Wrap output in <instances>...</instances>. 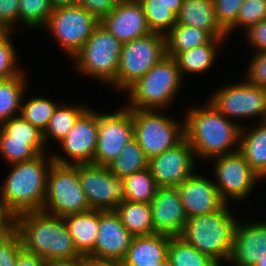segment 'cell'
<instances>
[{
	"label": "cell",
	"mask_w": 266,
	"mask_h": 266,
	"mask_svg": "<svg viewBox=\"0 0 266 266\" xmlns=\"http://www.w3.org/2000/svg\"><path fill=\"white\" fill-rule=\"evenodd\" d=\"M207 102L203 108L191 107L185 112L184 133L196 158L213 161L212 158L239 151L242 126Z\"/></svg>",
	"instance_id": "obj_1"
},
{
	"label": "cell",
	"mask_w": 266,
	"mask_h": 266,
	"mask_svg": "<svg viewBox=\"0 0 266 266\" xmlns=\"http://www.w3.org/2000/svg\"><path fill=\"white\" fill-rule=\"evenodd\" d=\"M16 231L22 246L48 263L70 262L84 258L75 248L63 217L42 210L17 215Z\"/></svg>",
	"instance_id": "obj_2"
},
{
	"label": "cell",
	"mask_w": 266,
	"mask_h": 266,
	"mask_svg": "<svg viewBox=\"0 0 266 266\" xmlns=\"http://www.w3.org/2000/svg\"><path fill=\"white\" fill-rule=\"evenodd\" d=\"M46 154H40L29 161L9 164L12 168L1 185L0 201L16 216L42 210L47 175L54 162L52 154Z\"/></svg>",
	"instance_id": "obj_3"
},
{
	"label": "cell",
	"mask_w": 266,
	"mask_h": 266,
	"mask_svg": "<svg viewBox=\"0 0 266 266\" xmlns=\"http://www.w3.org/2000/svg\"><path fill=\"white\" fill-rule=\"evenodd\" d=\"M229 204L220 210L187 219L180 237L195 249L209 256L219 266L228 263L232 255L237 218L231 214Z\"/></svg>",
	"instance_id": "obj_4"
},
{
	"label": "cell",
	"mask_w": 266,
	"mask_h": 266,
	"mask_svg": "<svg viewBox=\"0 0 266 266\" xmlns=\"http://www.w3.org/2000/svg\"><path fill=\"white\" fill-rule=\"evenodd\" d=\"M183 78L174 58L165 56L127 90L128 109L164 110L181 90Z\"/></svg>",
	"instance_id": "obj_5"
},
{
	"label": "cell",
	"mask_w": 266,
	"mask_h": 266,
	"mask_svg": "<svg viewBox=\"0 0 266 266\" xmlns=\"http://www.w3.org/2000/svg\"><path fill=\"white\" fill-rule=\"evenodd\" d=\"M122 43L99 24L81 50L73 57L74 69L96 78L101 83L113 84L117 78Z\"/></svg>",
	"instance_id": "obj_6"
},
{
	"label": "cell",
	"mask_w": 266,
	"mask_h": 266,
	"mask_svg": "<svg viewBox=\"0 0 266 266\" xmlns=\"http://www.w3.org/2000/svg\"><path fill=\"white\" fill-rule=\"evenodd\" d=\"M91 210L78 177V164L51 165L42 211L59 217Z\"/></svg>",
	"instance_id": "obj_7"
},
{
	"label": "cell",
	"mask_w": 266,
	"mask_h": 266,
	"mask_svg": "<svg viewBox=\"0 0 266 266\" xmlns=\"http://www.w3.org/2000/svg\"><path fill=\"white\" fill-rule=\"evenodd\" d=\"M133 117L134 139L148 159L176 146L184 138V120L163 116L156 109H130Z\"/></svg>",
	"instance_id": "obj_8"
},
{
	"label": "cell",
	"mask_w": 266,
	"mask_h": 266,
	"mask_svg": "<svg viewBox=\"0 0 266 266\" xmlns=\"http://www.w3.org/2000/svg\"><path fill=\"white\" fill-rule=\"evenodd\" d=\"M166 56L165 36L150 33L123 43L117 78L112 84L117 90H125L143 77L155 64Z\"/></svg>",
	"instance_id": "obj_9"
},
{
	"label": "cell",
	"mask_w": 266,
	"mask_h": 266,
	"mask_svg": "<svg viewBox=\"0 0 266 266\" xmlns=\"http://www.w3.org/2000/svg\"><path fill=\"white\" fill-rule=\"evenodd\" d=\"M99 24L97 17L82 6L74 4L53 9L45 28L73 59Z\"/></svg>",
	"instance_id": "obj_10"
},
{
	"label": "cell",
	"mask_w": 266,
	"mask_h": 266,
	"mask_svg": "<svg viewBox=\"0 0 266 266\" xmlns=\"http://www.w3.org/2000/svg\"><path fill=\"white\" fill-rule=\"evenodd\" d=\"M208 100L228 119L257 116L258 122L266 121V90L245 78L244 82L220 88Z\"/></svg>",
	"instance_id": "obj_11"
},
{
	"label": "cell",
	"mask_w": 266,
	"mask_h": 266,
	"mask_svg": "<svg viewBox=\"0 0 266 266\" xmlns=\"http://www.w3.org/2000/svg\"><path fill=\"white\" fill-rule=\"evenodd\" d=\"M78 177L91 210L113 211L125 201L123 178L113 175L107 166L78 164Z\"/></svg>",
	"instance_id": "obj_12"
},
{
	"label": "cell",
	"mask_w": 266,
	"mask_h": 266,
	"mask_svg": "<svg viewBox=\"0 0 266 266\" xmlns=\"http://www.w3.org/2000/svg\"><path fill=\"white\" fill-rule=\"evenodd\" d=\"M134 138L132 112L127 107L113 113H98V139L92 164L107 166Z\"/></svg>",
	"instance_id": "obj_13"
},
{
	"label": "cell",
	"mask_w": 266,
	"mask_h": 266,
	"mask_svg": "<svg viewBox=\"0 0 266 266\" xmlns=\"http://www.w3.org/2000/svg\"><path fill=\"white\" fill-rule=\"evenodd\" d=\"M213 160L215 161L213 172L217 180L214 184L226 204L230 203V199L239 201L246 199L256 181L262 180L239 151L215 157Z\"/></svg>",
	"instance_id": "obj_14"
},
{
	"label": "cell",
	"mask_w": 266,
	"mask_h": 266,
	"mask_svg": "<svg viewBox=\"0 0 266 266\" xmlns=\"http://www.w3.org/2000/svg\"><path fill=\"white\" fill-rule=\"evenodd\" d=\"M97 139L98 112L88 108L59 143L68 159L58 154H52L54 162L71 165L92 163Z\"/></svg>",
	"instance_id": "obj_15"
},
{
	"label": "cell",
	"mask_w": 266,
	"mask_h": 266,
	"mask_svg": "<svg viewBox=\"0 0 266 266\" xmlns=\"http://www.w3.org/2000/svg\"><path fill=\"white\" fill-rule=\"evenodd\" d=\"M133 237L124 227L115 210L99 211L96 242L93 251L86 259L101 263H120L125 258Z\"/></svg>",
	"instance_id": "obj_16"
},
{
	"label": "cell",
	"mask_w": 266,
	"mask_h": 266,
	"mask_svg": "<svg viewBox=\"0 0 266 266\" xmlns=\"http://www.w3.org/2000/svg\"><path fill=\"white\" fill-rule=\"evenodd\" d=\"M195 158L184 138L176 146L150 158L148 168L158 187H177L194 173Z\"/></svg>",
	"instance_id": "obj_17"
},
{
	"label": "cell",
	"mask_w": 266,
	"mask_h": 266,
	"mask_svg": "<svg viewBox=\"0 0 266 266\" xmlns=\"http://www.w3.org/2000/svg\"><path fill=\"white\" fill-rule=\"evenodd\" d=\"M100 24L122 44L151 33L138 0H120L117 6L100 20Z\"/></svg>",
	"instance_id": "obj_18"
},
{
	"label": "cell",
	"mask_w": 266,
	"mask_h": 266,
	"mask_svg": "<svg viewBox=\"0 0 266 266\" xmlns=\"http://www.w3.org/2000/svg\"><path fill=\"white\" fill-rule=\"evenodd\" d=\"M150 205L154 234L180 236L188 218L177 187H158Z\"/></svg>",
	"instance_id": "obj_19"
},
{
	"label": "cell",
	"mask_w": 266,
	"mask_h": 266,
	"mask_svg": "<svg viewBox=\"0 0 266 266\" xmlns=\"http://www.w3.org/2000/svg\"><path fill=\"white\" fill-rule=\"evenodd\" d=\"M177 189L188 219L215 212L226 204L214 182L195 172Z\"/></svg>",
	"instance_id": "obj_20"
},
{
	"label": "cell",
	"mask_w": 266,
	"mask_h": 266,
	"mask_svg": "<svg viewBox=\"0 0 266 266\" xmlns=\"http://www.w3.org/2000/svg\"><path fill=\"white\" fill-rule=\"evenodd\" d=\"M266 255V224L263 221H237L233 250L229 264L233 266H255Z\"/></svg>",
	"instance_id": "obj_21"
},
{
	"label": "cell",
	"mask_w": 266,
	"mask_h": 266,
	"mask_svg": "<svg viewBox=\"0 0 266 266\" xmlns=\"http://www.w3.org/2000/svg\"><path fill=\"white\" fill-rule=\"evenodd\" d=\"M169 236L152 234L135 236L120 262L123 266H153L167 258Z\"/></svg>",
	"instance_id": "obj_22"
},
{
	"label": "cell",
	"mask_w": 266,
	"mask_h": 266,
	"mask_svg": "<svg viewBox=\"0 0 266 266\" xmlns=\"http://www.w3.org/2000/svg\"><path fill=\"white\" fill-rule=\"evenodd\" d=\"M177 24L207 31L213 38H227L215 17L214 0H183Z\"/></svg>",
	"instance_id": "obj_23"
},
{
	"label": "cell",
	"mask_w": 266,
	"mask_h": 266,
	"mask_svg": "<svg viewBox=\"0 0 266 266\" xmlns=\"http://www.w3.org/2000/svg\"><path fill=\"white\" fill-rule=\"evenodd\" d=\"M76 250L86 258L94 249L99 230V211L89 210L64 217Z\"/></svg>",
	"instance_id": "obj_24"
},
{
	"label": "cell",
	"mask_w": 266,
	"mask_h": 266,
	"mask_svg": "<svg viewBox=\"0 0 266 266\" xmlns=\"http://www.w3.org/2000/svg\"><path fill=\"white\" fill-rule=\"evenodd\" d=\"M255 128L247 131L242 126L240 134L239 152L244 156L249 166L266 178V121L256 122Z\"/></svg>",
	"instance_id": "obj_25"
},
{
	"label": "cell",
	"mask_w": 266,
	"mask_h": 266,
	"mask_svg": "<svg viewBox=\"0 0 266 266\" xmlns=\"http://www.w3.org/2000/svg\"><path fill=\"white\" fill-rule=\"evenodd\" d=\"M225 39L227 38H212L207 44L178 53L174 59L177 62L182 78L186 74L198 75V73L201 74L211 69L217 58V48Z\"/></svg>",
	"instance_id": "obj_26"
},
{
	"label": "cell",
	"mask_w": 266,
	"mask_h": 266,
	"mask_svg": "<svg viewBox=\"0 0 266 266\" xmlns=\"http://www.w3.org/2000/svg\"><path fill=\"white\" fill-rule=\"evenodd\" d=\"M115 212L134 237L154 234L152 208L149 203L124 201L116 207Z\"/></svg>",
	"instance_id": "obj_27"
},
{
	"label": "cell",
	"mask_w": 266,
	"mask_h": 266,
	"mask_svg": "<svg viewBox=\"0 0 266 266\" xmlns=\"http://www.w3.org/2000/svg\"><path fill=\"white\" fill-rule=\"evenodd\" d=\"M26 74L0 80V126L10 118L20 115L23 96L26 97ZM19 110V111H18Z\"/></svg>",
	"instance_id": "obj_28"
},
{
	"label": "cell",
	"mask_w": 266,
	"mask_h": 266,
	"mask_svg": "<svg viewBox=\"0 0 266 266\" xmlns=\"http://www.w3.org/2000/svg\"><path fill=\"white\" fill-rule=\"evenodd\" d=\"M212 38L207 31L176 23L165 35L166 55L174 58L180 52L207 44Z\"/></svg>",
	"instance_id": "obj_29"
},
{
	"label": "cell",
	"mask_w": 266,
	"mask_h": 266,
	"mask_svg": "<svg viewBox=\"0 0 266 266\" xmlns=\"http://www.w3.org/2000/svg\"><path fill=\"white\" fill-rule=\"evenodd\" d=\"M88 109L81 104H58L53 112L47 129L43 133L44 142L47 145V141L50 138L60 143L72 129L77 119Z\"/></svg>",
	"instance_id": "obj_30"
},
{
	"label": "cell",
	"mask_w": 266,
	"mask_h": 266,
	"mask_svg": "<svg viewBox=\"0 0 266 266\" xmlns=\"http://www.w3.org/2000/svg\"><path fill=\"white\" fill-rule=\"evenodd\" d=\"M148 163L149 159L133 138L124 146L120 155L110 162L107 167L113 175L124 178L148 168Z\"/></svg>",
	"instance_id": "obj_31"
},
{
	"label": "cell",
	"mask_w": 266,
	"mask_h": 266,
	"mask_svg": "<svg viewBox=\"0 0 266 266\" xmlns=\"http://www.w3.org/2000/svg\"><path fill=\"white\" fill-rule=\"evenodd\" d=\"M167 259L171 266H219L180 236H169Z\"/></svg>",
	"instance_id": "obj_32"
},
{
	"label": "cell",
	"mask_w": 266,
	"mask_h": 266,
	"mask_svg": "<svg viewBox=\"0 0 266 266\" xmlns=\"http://www.w3.org/2000/svg\"><path fill=\"white\" fill-rule=\"evenodd\" d=\"M125 201L151 203L158 189L149 168L123 178Z\"/></svg>",
	"instance_id": "obj_33"
},
{
	"label": "cell",
	"mask_w": 266,
	"mask_h": 266,
	"mask_svg": "<svg viewBox=\"0 0 266 266\" xmlns=\"http://www.w3.org/2000/svg\"><path fill=\"white\" fill-rule=\"evenodd\" d=\"M152 33L166 35L177 23V15L161 0H138Z\"/></svg>",
	"instance_id": "obj_34"
},
{
	"label": "cell",
	"mask_w": 266,
	"mask_h": 266,
	"mask_svg": "<svg viewBox=\"0 0 266 266\" xmlns=\"http://www.w3.org/2000/svg\"><path fill=\"white\" fill-rule=\"evenodd\" d=\"M22 103L20 115L44 133L58 104L51 99L35 96L26 101L23 96Z\"/></svg>",
	"instance_id": "obj_35"
},
{
	"label": "cell",
	"mask_w": 266,
	"mask_h": 266,
	"mask_svg": "<svg viewBox=\"0 0 266 266\" xmlns=\"http://www.w3.org/2000/svg\"><path fill=\"white\" fill-rule=\"evenodd\" d=\"M0 128L11 136V139L29 140V145L39 154L46 153L43 132L26 121L21 115L10 118Z\"/></svg>",
	"instance_id": "obj_36"
},
{
	"label": "cell",
	"mask_w": 266,
	"mask_h": 266,
	"mask_svg": "<svg viewBox=\"0 0 266 266\" xmlns=\"http://www.w3.org/2000/svg\"><path fill=\"white\" fill-rule=\"evenodd\" d=\"M40 154L29 145V140L11 139V136L7 135L0 128V156L8 164L17 162L29 161Z\"/></svg>",
	"instance_id": "obj_37"
},
{
	"label": "cell",
	"mask_w": 266,
	"mask_h": 266,
	"mask_svg": "<svg viewBox=\"0 0 266 266\" xmlns=\"http://www.w3.org/2000/svg\"><path fill=\"white\" fill-rule=\"evenodd\" d=\"M52 12L53 8L49 0L19 1V22L32 30L41 26L45 27Z\"/></svg>",
	"instance_id": "obj_38"
},
{
	"label": "cell",
	"mask_w": 266,
	"mask_h": 266,
	"mask_svg": "<svg viewBox=\"0 0 266 266\" xmlns=\"http://www.w3.org/2000/svg\"><path fill=\"white\" fill-rule=\"evenodd\" d=\"M266 19V0H244L239 9L236 23L226 32L227 36L239 27L248 30Z\"/></svg>",
	"instance_id": "obj_39"
},
{
	"label": "cell",
	"mask_w": 266,
	"mask_h": 266,
	"mask_svg": "<svg viewBox=\"0 0 266 266\" xmlns=\"http://www.w3.org/2000/svg\"><path fill=\"white\" fill-rule=\"evenodd\" d=\"M11 33L13 34L12 30L0 38V80L15 77L23 71L17 67L18 57L16 55V48L11 40Z\"/></svg>",
	"instance_id": "obj_40"
},
{
	"label": "cell",
	"mask_w": 266,
	"mask_h": 266,
	"mask_svg": "<svg viewBox=\"0 0 266 266\" xmlns=\"http://www.w3.org/2000/svg\"><path fill=\"white\" fill-rule=\"evenodd\" d=\"M243 2L244 0H214L215 17L225 32L236 23Z\"/></svg>",
	"instance_id": "obj_41"
},
{
	"label": "cell",
	"mask_w": 266,
	"mask_h": 266,
	"mask_svg": "<svg viewBox=\"0 0 266 266\" xmlns=\"http://www.w3.org/2000/svg\"><path fill=\"white\" fill-rule=\"evenodd\" d=\"M23 248L17 231L0 240V266H15L19 251Z\"/></svg>",
	"instance_id": "obj_42"
},
{
	"label": "cell",
	"mask_w": 266,
	"mask_h": 266,
	"mask_svg": "<svg viewBox=\"0 0 266 266\" xmlns=\"http://www.w3.org/2000/svg\"><path fill=\"white\" fill-rule=\"evenodd\" d=\"M250 59L246 80L266 90V52H257Z\"/></svg>",
	"instance_id": "obj_43"
},
{
	"label": "cell",
	"mask_w": 266,
	"mask_h": 266,
	"mask_svg": "<svg viewBox=\"0 0 266 266\" xmlns=\"http://www.w3.org/2000/svg\"><path fill=\"white\" fill-rule=\"evenodd\" d=\"M245 37L253 47L255 53L266 52V19L251 26L244 31Z\"/></svg>",
	"instance_id": "obj_44"
},
{
	"label": "cell",
	"mask_w": 266,
	"mask_h": 266,
	"mask_svg": "<svg viewBox=\"0 0 266 266\" xmlns=\"http://www.w3.org/2000/svg\"><path fill=\"white\" fill-rule=\"evenodd\" d=\"M120 0H76V4L85 8L99 20L112 11Z\"/></svg>",
	"instance_id": "obj_45"
},
{
	"label": "cell",
	"mask_w": 266,
	"mask_h": 266,
	"mask_svg": "<svg viewBox=\"0 0 266 266\" xmlns=\"http://www.w3.org/2000/svg\"><path fill=\"white\" fill-rule=\"evenodd\" d=\"M19 1L0 0V21L10 30L19 23Z\"/></svg>",
	"instance_id": "obj_46"
},
{
	"label": "cell",
	"mask_w": 266,
	"mask_h": 266,
	"mask_svg": "<svg viewBox=\"0 0 266 266\" xmlns=\"http://www.w3.org/2000/svg\"><path fill=\"white\" fill-rule=\"evenodd\" d=\"M17 216L0 201V240L16 231Z\"/></svg>",
	"instance_id": "obj_47"
},
{
	"label": "cell",
	"mask_w": 266,
	"mask_h": 266,
	"mask_svg": "<svg viewBox=\"0 0 266 266\" xmlns=\"http://www.w3.org/2000/svg\"><path fill=\"white\" fill-rule=\"evenodd\" d=\"M49 263L35 253L22 248L19 251L15 266H48Z\"/></svg>",
	"instance_id": "obj_48"
},
{
	"label": "cell",
	"mask_w": 266,
	"mask_h": 266,
	"mask_svg": "<svg viewBox=\"0 0 266 266\" xmlns=\"http://www.w3.org/2000/svg\"><path fill=\"white\" fill-rule=\"evenodd\" d=\"M163 1L169 9H171L176 15L179 14L182 7L183 0H161Z\"/></svg>",
	"instance_id": "obj_49"
},
{
	"label": "cell",
	"mask_w": 266,
	"mask_h": 266,
	"mask_svg": "<svg viewBox=\"0 0 266 266\" xmlns=\"http://www.w3.org/2000/svg\"><path fill=\"white\" fill-rule=\"evenodd\" d=\"M53 9L76 4V0H49Z\"/></svg>",
	"instance_id": "obj_50"
},
{
	"label": "cell",
	"mask_w": 266,
	"mask_h": 266,
	"mask_svg": "<svg viewBox=\"0 0 266 266\" xmlns=\"http://www.w3.org/2000/svg\"><path fill=\"white\" fill-rule=\"evenodd\" d=\"M48 266H80V259L76 261H70V262H54L49 263Z\"/></svg>",
	"instance_id": "obj_51"
},
{
	"label": "cell",
	"mask_w": 266,
	"mask_h": 266,
	"mask_svg": "<svg viewBox=\"0 0 266 266\" xmlns=\"http://www.w3.org/2000/svg\"><path fill=\"white\" fill-rule=\"evenodd\" d=\"M80 266H102V263L89 261L86 258H82L80 259Z\"/></svg>",
	"instance_id": "obj_52"
},
{
	"label": "cell",
	"mask_w": 266,
	"mask_h": 266,
	"mask_svg": "<svg viewBox=\"0 0 266 266\" xmlns=\"http://www.w3.org/2000/svg\"><path fill=\"white\" fill-rule=\"evenodd\" d=\"M10 29L0 21V38L4 37Z\"/></svg>",
	"instance_id": "obj_53"
},
{
	"label": "cell",
	"mask_w": 266,
	"mask_h": 266,
	"mask_svg": "<svg viewBox=\"0 0 266 266\" xmlns=\"http://www.w3.org/2000/svg\"><path fill=\"white\" fill-rule=\"evenodd\" d=\"M153 266H171L168 259L166 258L164 261H161L159 263H155Z\"/></svg>",
	"instance_id": "obj_54"
},
{
	"label": "cell",
	"mask_w": 266,
	"mask_h": 266,
	"mask_svg": "<svg viewBox=\"0 0 266 266\" xmlns=\"http://www.w3.org/2000/svg\"><path fill=\"white\" fill-rule=\"evenodd\" d=\"M255 266H266V255H263L260 261Z\"/></svg>",
	"instance_id": "obj_55"
},
{
	"label": "cell",
	"mask_w": 266,
	"mask_h": 266,
	"mask_svg": "<svg viewBox=\"0 0 266 266\" xmlns=\"http://www.w3.org/2000/svg\"><path fill=\"white\" fill-rule=\"evenodd\" d=\"M102 266H123V265L118 262H111V263H102Z\"/></svg>",
	"instance_id": "obj_56"
}]
</instances>
